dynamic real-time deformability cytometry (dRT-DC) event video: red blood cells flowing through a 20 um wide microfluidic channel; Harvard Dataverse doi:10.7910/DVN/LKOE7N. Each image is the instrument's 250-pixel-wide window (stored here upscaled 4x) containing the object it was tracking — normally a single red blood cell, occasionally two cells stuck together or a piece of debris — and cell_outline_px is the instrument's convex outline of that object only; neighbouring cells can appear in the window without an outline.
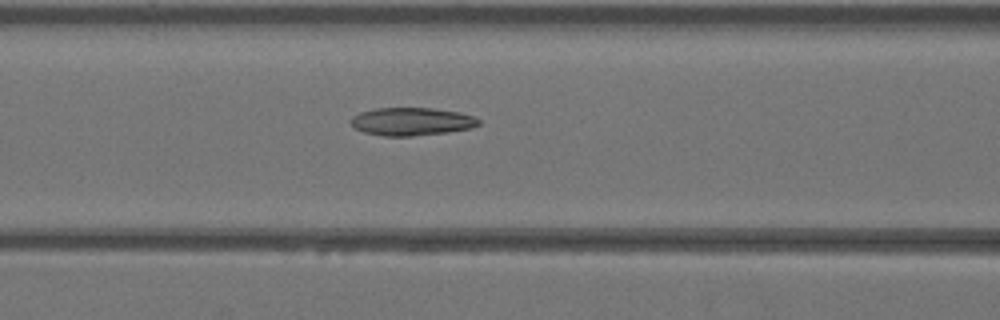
{"species": "Egyptian fruit bat (a non-hibernating species)", "species_latin": "Rousettus aegyptiacus", "temperature_condition": "warm", "stored_images_in_passage": 14, "camera_frame_rate_fps": 3000, "um_per_image_px": 0.085, "animal": {"sex": "female"}, "frame": {"image": 1, "passage_image": 10, "time_ms": 3.0, "image_size_px": [1000, 320], "cell_outline_px": [[480, 124], [468, 128], [448, 132], [412, 136], [384, 136], [364, 132], [356, 128], [348, 120], [352, 116], [360, 112], [376, 108], [432, 108], [460, 112], [472, 116], [480, 120]], "centroid_in_image_um": [34.96, 10.32], "position_along_channel_um": 131.6, "area_um2": 20.75}}
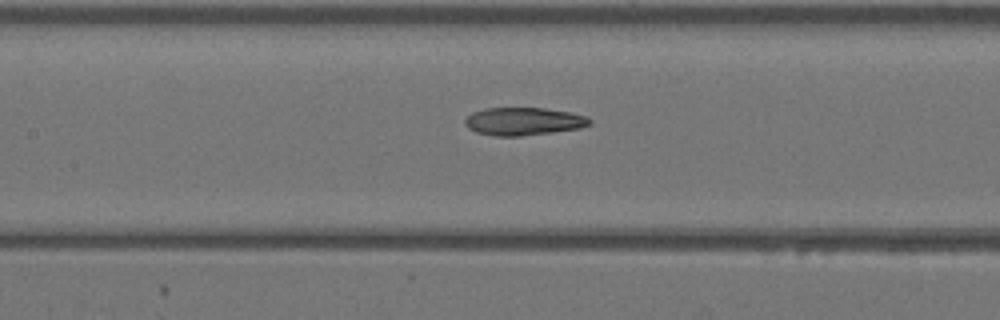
{"frame": {"image": 2, "passage_image": 12, "time_ms": 3.667, "image_size_px": [1000, 320], "cell_outline_px": [[592, 124], [580, 128], [552, 132], [520, 136], [496, 136], [476, 132], [468, 128], [464, 124], [464, 120], [472, 112], [484, 108], [544, 108], [572, 112], [584, 116], [592, 120]], "centroid_in_image_um": [44.49, 10.31], "position_along_channel_um": 162.9, "area_um2": 20.29}}